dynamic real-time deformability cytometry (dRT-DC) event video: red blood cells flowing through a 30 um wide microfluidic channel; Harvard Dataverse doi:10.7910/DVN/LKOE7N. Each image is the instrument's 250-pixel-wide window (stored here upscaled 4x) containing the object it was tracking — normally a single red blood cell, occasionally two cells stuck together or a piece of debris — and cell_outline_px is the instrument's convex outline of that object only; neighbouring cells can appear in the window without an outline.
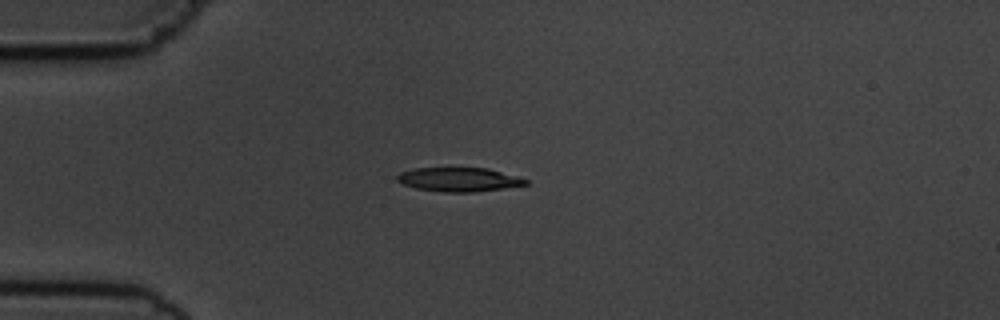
{"species": "common noctule bat (a hibernating species)", "species_latin": "Nyctalus noctula", "temperature_condition": "cold", "stored_images_in_passage": 3, "camera_frame_rate_fps": 3000, "um_per_image_px": 0.085, "animal": {"sex": "male", "body_mass_g": 19.5, "forearm_length_mm": 54.6}, "frame": {"image": 1, "passage_image": 1, "time_ms": 0.0, "image_size_px": [1000, 320], "cell_outline_px": [[528, 184], [504, 188], [476, 192], [444, 192], [416, 188], [404, 184], [396, 180], [396, 176], [400, 172], [412, 168], [488, 168], [516, 176], [528, 180]], "centroid_in_image_um": [38.99, 15.25], "position_along_channel_um": 46.0, "area_um2": 17.92}}
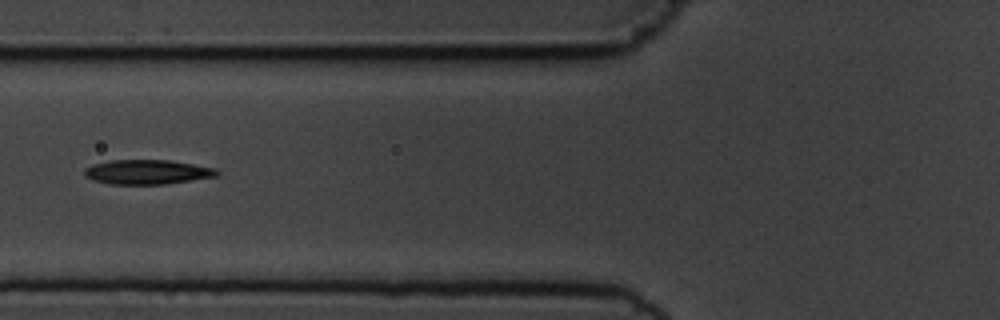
{"frame": {"image": 2, "passage_image": 3, "time_ms": 2.333, "image_size_px": [1000, 320], "cell_outline_px": [[220, 172], [216, 176], [164, 184], [112, 184], [92, 180], [84, 176], [84, 168], [92, 164], [108, 160], [168, 160], [216, 168]], "centroid_in_image_um": [12.46, 14.61], "position_along_channel_um": 113.3, "area_um2": 18.9}}